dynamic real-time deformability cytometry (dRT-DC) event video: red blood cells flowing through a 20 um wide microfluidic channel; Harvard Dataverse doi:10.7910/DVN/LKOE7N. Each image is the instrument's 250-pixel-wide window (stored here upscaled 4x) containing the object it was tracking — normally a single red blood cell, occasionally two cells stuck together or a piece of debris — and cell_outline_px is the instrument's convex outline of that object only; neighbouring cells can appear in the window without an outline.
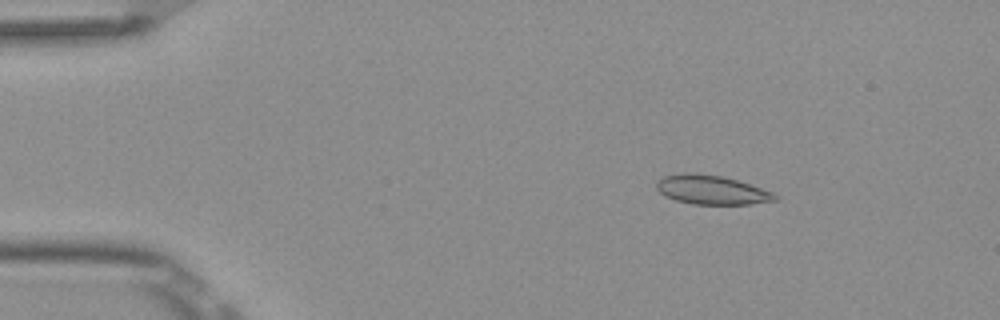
{"species": "Egyptian fruit bat (a non-hibernating species)", "species_latin": "Rousettus aegyptiacus", "temperature_condition": "room temperature", "stored_images_in_passage": 7, "camera_frame_rate_fps": 3000, "um_per_image_px": 0.085, "frame": {"image": 1, "passage_image": 3, "time_ms": 0.667, "image_size_px": [1000, 320], "cell_outline_px": [[780, 200], [752, 204], [692, 204], [676, 200], [664, 196], [656, 188], [656, 184], [664, 176], [684, 172], [692, 172], [720, 176], [736, 180], [772, 192], [780, 196]], "centroid_in_image_um": [60.5, 16.15], "position_along_channel_um": 24.5, "area_um2": 20.06}}
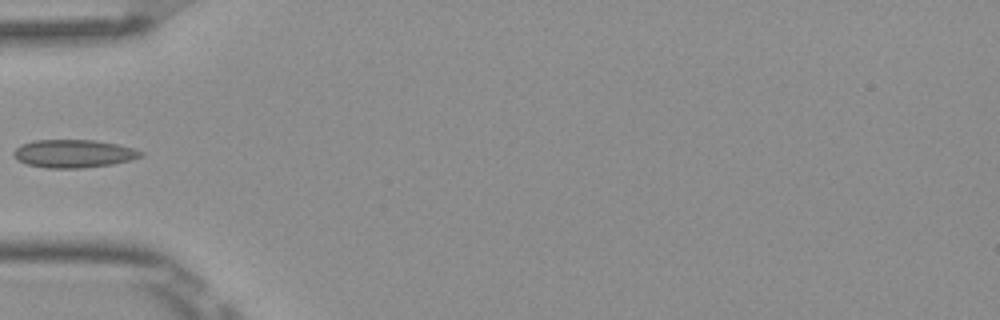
{"frame": {"image": 2, "passage_image": 6, "time_ms": 1.667, "image_size_px": [1000, 320], "cell_outline_px": [[144, 156], [112, 164], [80, 168], [44, 168], [28, 164], [16, 160], [12, 152], [20, 144], [32, 140], [96, 140], [116, 144], [132, 148], [144, 152]], "centroid_in_image_um": [6.21, 13.05], "position_along_channel_um": 78.8, "area_um2": 20.81}}
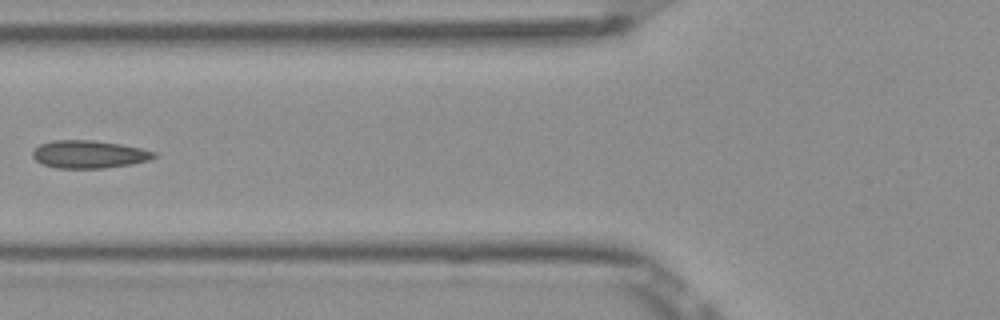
{"frame": {"image": 3, "passage_image": 7, "time_ms": 2.0, "image_size_px": [1000, 320], "cell_outline_px": [[156, 156], [148, 160], [132, 164], [104, 168], [56, 168], [44, 164], [36, 160], [32, 156], [32, 152], [40, 144], [52, 140], [92, 140], [120, 144], [140, 148], [156, 152]], "centroid_in_image_um": [7.56, 13.11], "position_along_channel_um": 118.2, "area_um2": 19.54}}